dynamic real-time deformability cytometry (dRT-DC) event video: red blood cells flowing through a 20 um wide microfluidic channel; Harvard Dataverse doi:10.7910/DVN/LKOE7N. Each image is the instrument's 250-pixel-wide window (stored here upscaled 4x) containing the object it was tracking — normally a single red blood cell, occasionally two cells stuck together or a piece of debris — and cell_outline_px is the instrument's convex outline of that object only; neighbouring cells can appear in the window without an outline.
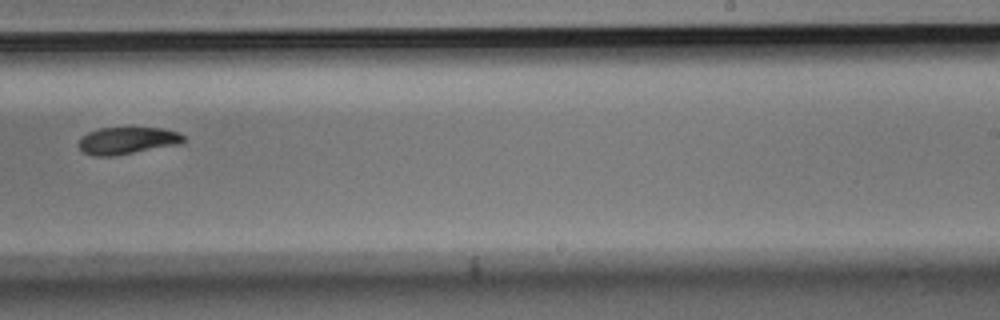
{"species": "Egyptian fruit bat (a non-hibernating species)", "species_latin": "Rousettus aegyptiacus", "temperature_condition": "room temperature", "stored_images_in_passage": 9, "camera_frame_rate_fps": 3000, "um_per_image_px": 0.085, "animal": {"sex": "male"}, "frame": {"image": 1, "passage_image": 9, "time_ms": 2.667, "image_size_px": [1000, 320], "cell_outline_px": [[184, 140], [180, 144], [112, 156], [92, 156], [84, 152], [76, 144], [80, 136], [88, 132], [100, 128], [164, 128], [176, 132], [184, 136]], "centroid_in_image_um": [10.76, 11.95], "position_along_channel_um": 278.2, "area_um2": 16.53}}